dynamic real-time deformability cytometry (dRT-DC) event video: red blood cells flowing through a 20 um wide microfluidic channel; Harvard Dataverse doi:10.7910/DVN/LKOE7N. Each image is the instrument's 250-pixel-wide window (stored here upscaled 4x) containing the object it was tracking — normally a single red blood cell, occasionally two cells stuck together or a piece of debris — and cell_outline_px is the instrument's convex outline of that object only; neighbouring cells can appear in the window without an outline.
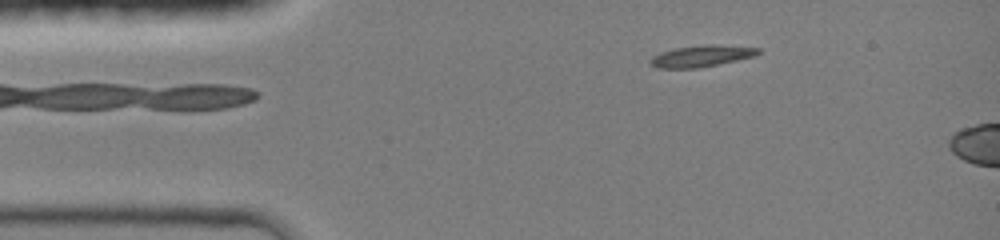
{"species": "common noctule bat (a hibernating species)", "species_latin": "Nyctalus noctula", "temperature_condition": "room temperature", "stored_images_in_passage": 9, "camera_frame_rate_fps": 3000, "um_per_image_px": 0.085, "animal": {"sex": "female", "body_mass_g": 19.0, "forearm_length_mm": 51.5}, "frame": {"image": 1, "passage_image": 2, "time_ms": 0.333, "image_size_px": [1000, 240], "cell_outline_px": [[760, 52], [756, 56], [696, 68], [656, 68], [648, 64], [648, 60], [652, 56], [660, 52], [672, 48], [704, 44], [712, 44], [760, 48]], "centroid_in_image_um": [59.55, 4.75], "position_along_channel_um": 25.5, "area_um2": 13.64}}